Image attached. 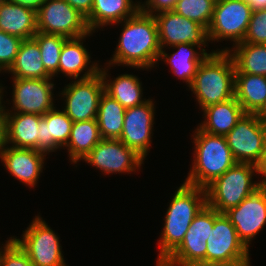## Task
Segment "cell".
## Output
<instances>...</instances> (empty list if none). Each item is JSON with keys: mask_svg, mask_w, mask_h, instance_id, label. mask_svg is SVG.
I'll use <instances>...</instances> for the list:
<instances>
[{"mask_svg": "<svg viewBox=\"0 0 266 266\" xmlns=\"http://www.w3.org/2000/svg\"><path fill=\"white\" fill-rule=\"evenodd\" d=\"M123 21L124 28L109 66L123 64L141 69L154 67L153 65L159 61L161 51L154 15L139 9Z\"/></svg>", "mask_w": 266, "mask_h": 266, "instance_id": "1", "label": "cell"}, {"mask_svg": "<svg viewBox=\"0 0 266 266\" xmlns=\"http://www.w3.org/2000/svg\"><path fill=\"white\" fill-rule=\"evenodd\" d=\"M207 205L205 188L183 183L167 209L159 240V266L183 241L194 217Z\"/></svg>", "mask_w": 266, "mask_h": 266, "instance_id": "2", "label": "cell"}, {"mask_svg": "<svg viewBox=\"0 0 266 266\" xmlns=\"http://www.w3.org/2000/svg\"><path fill=\"white\" fill-rule=\"evenodd\" d=\"M201 108L227 101L235 95V65L228 51L210 52L199 64L189 87Z\"/></svg>", "mask_w": 266, "mask_h": 266, "instance_id": "3", "label": "cell"}, {"mask_svg": "<svg viewBox=\"0 0 266 266\" xmlns=\"http://www.w3.org/2000/svg\"><path fill=\"white\" fill-rule=\"evenodd\" d=\"M195 133L194 162L184 183L205 188L237 162L225 136L207 133L199 127Z\"/></svg>", "mask_w": 266, "mask_h": 266, "instance_id": "4", "label": "cell"}, {"mask_svg": "<svg viewBox=\"0 0 266 266\" xmlns=\"http://www.w3.org/2000/svg\"><path fill=\"white\" fill-rule=\"evenodd\" d=\"M254 172L256 165L250 163H236L229 168L205 187L207 206L219 213L238 206L259 188L252 182Z\"/></svg>", "mask_w": 266, "mask_h": 266, "instance_id": "5", "label": "cell"}, {"mask_svg": "<svg viewBox=\"0 0 266 266\" xmlns=\"http://www.w3.org/2000/svg\"><path fill=\"white\" fill-rule=\"evenodd\" d=\"M249 249L224 213L214 209V225L206 248V266H250Z\"/></svg>", "mask_w": 266, "mask_h": 266, "instance_id": "6", "label": "cell"}, {"mask_svg": "<svg viewBox=\"0 0 266 266\" xmlns=\"http://www.w3.org/2000/svg\"><path fill=\"white\" fill-rule=\"evenodd\" d=\"M90 66L79 80L68 84L61 93L66 98L63 111L73 122L96 119L100 98L105 91L98 64Z\"/></svg>", "mask_w": 266, "mask_h": 266, "instance_id": "7", "label": "cell"}, {"mask_svg": "<svg viewBox=\"0 0 266 266\" xmlns=\"http://www.w3.org/2000/svg\"><path fill=\"white\" fill-rule=\"evenodd\" d=\"M214 209L205 206L193 219L181 244L159 266H206V248Z\"/></svg>", "mask_w": 266, "mask_h": 266, "instance_id": "8", "label": "cell"}, {"mask_svg": "<svg viewBox=\"0 0 266 266\" xmlns=\"http://www.w3.org/2000/svg\"><path fill=\"white\" fill-rule=\"evenodd\" d=\"M37 31L67 38L90 36L86 17L65 0H44L36 9Z\"/></svg>", "mask_w": 266, "mask_h": 266, "instance_id": "9", "label": "cell"}, {"mask_svg": "<svg viewBox=\"0 0 266 266\" xmlns=\"http://www.w3.org/2000/svg\"><path fill=\"white\" fill-rule=\"evenodd\" d=\"M225 137L237 163L256 165L265 151L266 125L245 113Z\"/></svg>", "mask_w": 266, "mask_h": 266, "instance_id": "10", "label": "cell"}, {"mask_svg": "<svg viewBox=\"0 0 266 266\" xmlns=\"http://www.w3.org/2000/svg\"><path fill=\"white\" fill-rule=\"evenodd\" d=\"M14 240L34 266H67L58 236L39 216L25 230L22 240L17 237Z\"/></svg>", "mask_w": 266, "mask_h": 266, "instance_id": "11", "label": "cell"}, {"mask_svg": "<svg viewBox=\"0 0 266 266\" xmlns=\"http://www.w3.org/2000/svg\"><path fill=\"white\" fill-rule=\"evenodd\" d=\"M251 8L243 0H216L207 29L208 40L230 39L242 43L251 18ZM219 39V40H218Z\"/></svg>", "mask_w": 266, "mask_h": 266, "instance_id": "12", "label": "cell"}, {"mask_svg": "<svg viewBox=\"0 0 266 266\" xmlns=\"http://www.w3.org/2000/svg\"><path fill=\"white\" fill-rule=\"evenodd\" d=\"M155 14L161 49L165 45L171 47L181 43H192L197 45L201 52H206L205 49H201V45L205 47L209 41L205 27L177 14L174 10H165Z\"/></svg>", "mask_w": 266, "mask_h": 266, "instance_id": "13", "label": "cell"}, {"mask_svg": "<svg viewBox=\"0 0 266 266\" xmlns=\"http://www.w3.org/2000/svg\"><path fill=\"white\" fill-rule=\"evenodd\" d=\"M82 160L110 174L130 173L141 166L144 158L119 139H101Z\"/></svg>", "mask_w": 266, "mask_h": 266, "instance_id": "14", "label": "cell"}, {"mask_svg": "<svg viewBox=\"0 0 266 266\" xmlns=\"http://www.w3.org/2000/svg\"><path fill=\"white\" fill-rule=\"evenodd\" d=\"M234 225L239 239L249 248V243L266 224V188H258L238 206L224 212Z\"/></svg>", "mask_w": 266, "mask_h": 266, "instance_id": "15", "label": "cell"}, {"mask_svg": "<svg viewBox=\"0 0 266 266\" xmlns=\"http://www.w3.org/2000/svg\"><path fill=\"white\" fill-rule=\"evenodd\" d=\"M154 109V104L149 99L138 106L126 108L119 139L144 159L151 145Z\"/></svg>", "mask_w": 266, "mask_h": 266, "instance_id": "16", "label": "cell"}, {"mask_svg": "<svg viewBox=\"0 0 266 266\" xmlns=\"http://www.w3.org/2000/svg\"><path fill=\"white\" fill-rule=\"evenodd\" d=\"M51 79H13V108L14 113H30L44 115L52 110L54 84ZM15 110L17 112H15Z\"/></svg>", "mask_w": 266, "mask_h": 266, "instance_id": "17", "label": "cell"}, {"mask_svg": "<svg viewBox=\"0 0 266 266\" xmlns=\"http://www.w3.org/2000/svg\"><path fill=\"white\" fill-rule=\"evenodd\" d=\"M0 149V158L11 175L22 183L34 187L39 179L46 153L33 148L10 146Z\"/></svg>", "mask_w": 266, "mask_h": 266, "instance_id": "18", "label": "cell"}, {"mask_svg": "<svg viewBox=\"0 0 266 266\" xmlns=\"http://www.w3.org/2000/svg\"><path fill=\"white\" fill-rule=\"evenodd\" d=\"M0 30L23 40L38 32L36 9L16 2L0 0Z\"/></svg>", "mask_w": 266, "mask_h": 266, "instance_id": "19", "label": "cell"}, {"mask_svg": "<svg viewBox=\"0 0 266 266\" xmlns=\"http://www.w3.org/2000/svg\"><path fill=\"white\" fill-rule=\"evenodd\" d=\"M72 124L73 121L64 111L53 108L46 112L39 121L37 150L48 154L62 146H66L70 137Z\"/></svg>", "mask_w": 266, "mask_h": 266, "instance_id": "20", "label": "cell"}, {"mask_svg": "<svg viewBox=\"0 0 266 266\" xmlns=\"http://www.w3.org/2000/svg\"><path fill=\"white\" fill-rule=\"evenodd\" d=\"M42 115L10 113L4 109V144L16 148L37 149L38 126Z\"/></svg>", "mask_w": 266, "mask_h": 266, "instance_id": "21", "label": "cell"}, {"mask_svg": "<svg viewBox=\"0 0 266 266\" xmlns=\"http://www.w3.org/2000/svg\"><path fill=\"white\" fill-rule=\"evenodd\" d=\"M202 110L206 119L198 127L207 133L222 136H226L245 114L235 96L227 101L209 105Z\"/></svg>", "mask_w": 266, "mask_h": 266, "instance_id": "22", "label": "cell"}, {"mask_svg": "<svg viewBox=\"0 0 266 266\" xmlns=\"http://www.w3.org/2000/svg\"><path fill=\"white\" fill-rule=\"evenodd\" d=\"M132 0H94L92 11L86 17L91 32L100 26L122 23L140 9V2L133 4Z\"/></svg>", "mask_w": 266, "mask_h": 266, "instance_id": "23", "label": "cell"}, {"mask_svg": "<svg viewBox=\"0 0 266 266\" xmlns=\"http://www.w3.org/2000/svg\"><path fill=\"white\" fill-rule=\"evenodd\" d=\"M7 71L12 73L13 78H52L44 68L40 48L33 38L22 41L15 61Z\"/></svg>", "mask_w": 266, "mask_h": 266, "instance_id": "24", "label": "cell"}, {"mask_svg": "<svg viewBox=\"0 0 266 266\" xmlns=\"http://www.w3.org/2000/svg\"><path fill=\"white\" fill-rule=\"evenodd\" d=\"M234 96L245 113L256 114L266 100V76L235 73Z\"/></svg>", "mask_w": 266, "mask_h": 266, "instance_id": "25", "label": "cell"}, {"mask_svg": "<svg viewBox=\"0 0 266 266\" xmlns=\"http://www.w3.org/2000/svg\"><path fill=\"white\" fill-rule=\"evenodd\" d=\"M178 50L171 55L166 54L164 49H161L159 58H164L165 62L171 65L174 74L178 75L181 80L183 79L190 87L199 64L209 55L207 52H197L194 50L196 47L192 43H181L174 46ZM200 53V54H199Z\"/></svg>", "mask_w": 266, "mask_h": 266, "instance_id": "26", "label": "cell"}, {"mask_svg": "<svg viewBox=\"0 0 266 266\" xmlns=\"http://www.w3.org/2000/svg\"><path fill=\"white\" fill-rule=\"evenodd\" d=\"M101 139L96 119L73 122L66 145L70 160L75 164L82 160Z\"/></svg>", "mask_w": 266, "mask_h": 266, "instance_id": "27", "label": "cell"}, {"mask_svg": "<svg viewBox=\"0 0 266 266\" xmlns=\"http://www.w3.org/2000/svg\"><path fill=\"white\" fill-rule=\"evenodd\" d=\"M231 55L235 73H246L266 76V44H253L242 42L234 47V50L223 49ZM233 53H230L232 52Z\"/></svg>", "mask_w": 266, "mask_h": 266, "instance_id": "28", "label": "cell"}, {"mask_svg": "<svg viewBox=\"0 0 266 266\" xmlns=\"http://www.w3.org/2000/svg\"><path fill=\"white\" fill-rule=\"evenodd\" d=\"M102 69H99V72L104 81L105 92L118 101L125 109L146 102V99L145 101L142 100L141 83L136 76L123 74L109 83V80L106 79L108 75L106 68Z\"/></svg>", "mask_w": 266, "mask_h": 266, "instance_id": "29", "label": "cell"}, {"mask_svg": "<svg viewBox=\"0 0 266 266\" xmlns=\"http://www.w3.org/2000/svg\"><path fill=\"white\" fill-rule=\"evenodd\" d=\"M125 108L105 91L99 102L96 121L102 139H120Z\"/></svg>", "mask_w": 266, "mask_h": 266, "instance_id": "30", "label": "cell"}, {"mask_svg": "<svg viewBox=\"0 0 266 266\" xmlns=\"http://www.w3.org/2000/svg\"><path fill=\"white\" fill-rule=\"evenodd\" d=\"M86 36L79 38H68L61 50L58 72L66 74L65 76L74 77L78 79L81 72L89 67L90 64V54L85 46H83V41ZM89 63V64H88Z\"/></svg>", "mask_w": 266, "mask_h": 266, "instance_id": "31", "label": "cell"}, {"mask_svg": "<svg viewBox=\"0 0 266 266\" xmlns=\"http://www.w3.org/2000/svg\"><path fill=\"white\" fill-rule=\"evenodd\" d=\"M33 39L38 43L46 71L54 77L58 74L59 59L64 42L68 39L59 34L37 32Z\"/></svg>", "mask_w": 266, "mask_h": 266, "instance_id": "32", "label": "cell"}, {"mask_svg": "<svg viewBox=\"0 0 266 266\" xmlns=\"http://www.w3.org/2000/svg\"><path fill=\"white\" fill-rule=\"evenodd\" d=\"M215 2L216 0H177L173 10L208 29L212 21Z\"/></svg>", "mask_w": 266, "mask_h": 266, "instance_id": "33", "label": "cell"}, {"mask_svg": "<svg viewBox=\"0 0 266 266\" xmlns=\"http://www.w3.org/2000/svg\"><path fill=\"white\" fill-rule=\"evenodd\" d=\"M23 39L0 30V72L14 63Z\"/></svg>", "mask_w": 266, "mask_h": 266, "instance_id": "34", "label": "cell"}, {"mask_svg": "<svg viewBox=\"0 0 266 266\" xmlns=\"http://www.w3.org/2000/svg\"><path fill=\"white\" fill-rule=\"evenodd\" d=\"M242 42L266 44V9L252 12L248 29Z\"/></svg>", "mask_w": 266, "mask_h": 266, "instance_id": "35", "label": "cell"}, {"mask_svg": "<svg viewBox=\"0 0 266 266\" xmlns=\"http://www.w3.org/2000/svg\"><path fill=\"white\" fill-rule=\"evenodd\" d=\"M1 266H34L25 251L14 240L5 248Z\"/></svg>", "mask_w": 266, "mask_h": 266, "instance_id": "36", "label": "cell"}, {"mask_svg": "<svg viewBox=\"0 0 266 266\" xmlns=\"http://www.w3.org/2000/svg\"><path fill=\"white\" fill-rule=\"evenodd\" d=\"M177 0H147L145 5H140V9L149 14L165 10H173ZM147 7V8H146ZM155 11V12H154Z\"/></svg>", "mask_w": 266, "mask_h": 266, "instance_id": "37", "label": "cell"}, {"mask_svg": "<svg viewBox=\"0 0 266 266\" xmlns=\"http://www.w3.org/2000/svg\"><path fill=\"white\" fill-rule=\"evenodd\" d=\"M68 2L74 9H77L81 14L87 17L91 11L94 0H65Z\"/></svg>", "mask_w": 266, "mask_h": 266, "instance_id": "38", "label": "cell"}, {"mask_svg": "<svg viewBox=\"0 0 266 266\" xmlns=\"http://www.w3.org/2000/svg\"><path fill=\"white\" fill-rule=\"evenodd\" d=\"M256 173L263 175L265 178L258 182L259 188H266V146L259 162L256 164Z\"/></svg>", "mask_w": 266, "mask_h": 266, "instance_id": "39", "label": "cell"}, {"mask_svg": "<svg viewBox=\"0 0 266 266\" xmlns=\"http://www.w3.org/2000/svg\"><path fill=\"white\" fill-rule=\"evenodd\" d=\"M245 1L251 8V11H258L266 9V0H243Z\"/></svg>", "mask_w": 266, "mask_h": 266, "instance_id": "40", "label": "cell"}, {"mask_svg": "<svg viewBox=\"0 0 266 266\" xmlns=\"http://www.w3.org/2000/svg\"><path fill=\"white\" fill-rule=\"evenodd\" d=\"M15 1L24 4L26 6L32 7L34 9H37L43 3L44 0H15Z\"/></svg>", "mask_w": 266, "mask_h": 266, "instance_id": "41", "label": "cell"}, {"mask_svg": "<svg viewBox=\"0 0 266 266\" xmlns=\"http://www.w3.org/2000/svg\"><path fill=\"white\" fill-rule=\"evenodd\" d=\"M257 118L266 125V100L259 111L255 114Z\"/></svg>", "mask_w": 266, "mask_h": 266, "instance_id": "42", "label": "cell"}, {"mask_svg": "<svg viewBox=\"0 0 266 266\" xmlns=\"http://www.w3.org/2000/svg\"><path fill=\"white\" fill-rule=\"evenodd\" d=\"M4 144V117H0V149Z\"/></svg>", "mask_w": 266, "mask_h": 266, "instance_id": "43", "label": "cell"}, {"mask_svg": "<svg viewBox=\"0 0 266 266\" xmlns=\"http://www.w3.org/2000/svg\"><path fill=\"white\" fill-rule=\"evenodd\" d=\"M13 241H14V237L13 238L11 237L10 240L6 241V244H5L4 249H3L4 251H1L2 249H0V266H1L2 257H3L4 252H5V248H7Z\"/></svg>", "mask_w": 266, "mask_h": 266, "instance_id": "44", "label": "cell"}, {"mask_svg": "<svg viewBox=\"0 0 266 266\" xmlns=\"http://www.w3.org/2000/svg\"><path fill=\"white\" fill-rule=\"evenodd\" d=\"M2 86H0V117H4V108L5 107H3V105H2V102H1V100L3 99V97H2Z\"/></svg>", "mask_w": 266, "mask_h": 266, "instance_id": "45", "label": "cell"}]
</instances>
